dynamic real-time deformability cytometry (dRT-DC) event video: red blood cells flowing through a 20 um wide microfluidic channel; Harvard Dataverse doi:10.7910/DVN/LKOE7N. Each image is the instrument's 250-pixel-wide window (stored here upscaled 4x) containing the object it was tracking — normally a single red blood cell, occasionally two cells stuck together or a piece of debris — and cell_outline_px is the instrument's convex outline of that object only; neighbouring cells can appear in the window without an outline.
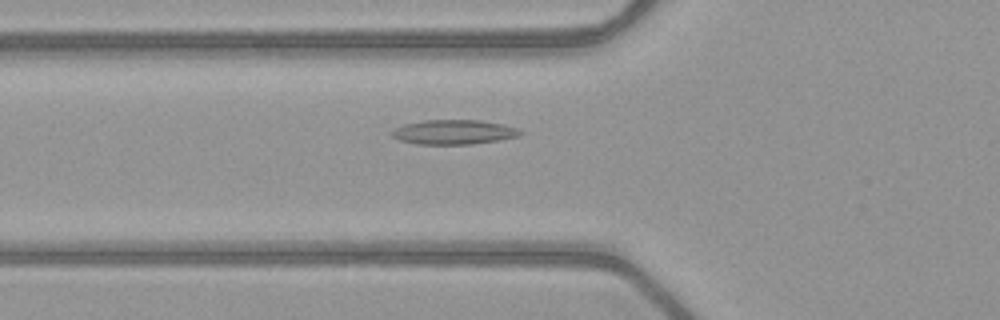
{"species": "common noctule bat (a hibernating species)", "species_latin": "Nyctalus noctula", "temperature_condition": "warm", "stored_images_in_passage": 47, "camera_frame_rate_fps": 3000, "um_per_image_px": 0.085, "animal": {"sex": "female", "body_mass_g": 21.9}, "frame": {"image": 1, "passage_image": 14, "time_ms": 4.333, "image_size_px": [1000, 320], "cell_outline_px": [[524, 132], [520, 136], [500, 140], [472, 144], [416, 144], [400, 140], [392, 136], [392, 132], [396, 128], [404, 124], [424, 120], [480, 120], [504, 124], [520, 128]], "centroid_in_image_um": [38.65, 11.22], "position_along_channel_um": 87.2, "area_um2": 18.5}}
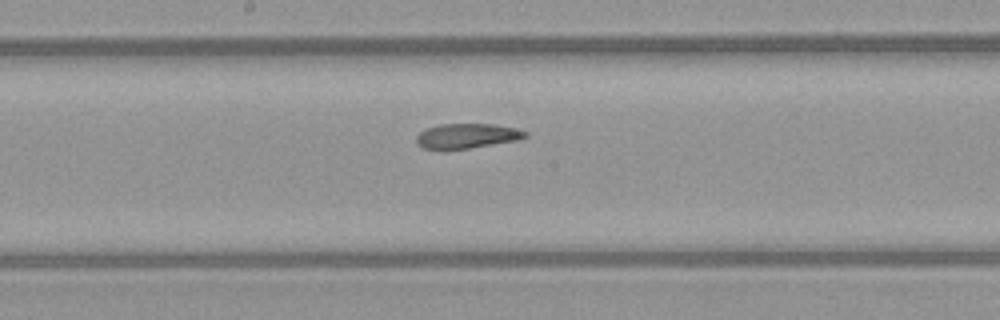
{"frame": {"image": 2, "passage_image": 23, "time_ms": 7.333, "image_size_px": [1000, 320], "cell_outline_px": [[528, 136], [520, 140], [468, 148], [440, 152], [420, 148], [416, 144], [416, 136], [420, 132], [428, 128], [440, 124], [492, 124], [516, 128], [528, 132]], "centroid_in_image_um": [39.64, 11.59], "position_along_channel_um": 208.6, "area_um2": 16.3}}
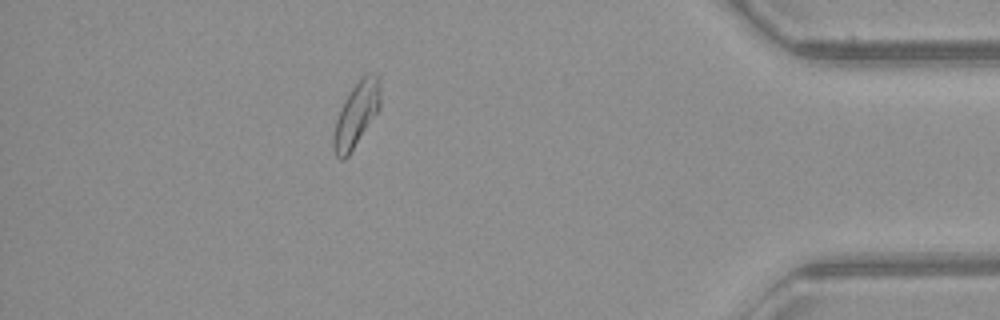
{"frame": {"image": 3, "passage_image": 41, "time_ms": 13.333, "image_size_px": [1000, 320], "cell_outline_px": [[380, 108], [348, 156], [344, 160], [340, 160], [336, 156], [332, 148], [332, 136], [336, 120], [340, 108], [344, 100], [360, 76], [368, 72], [372, 72], [380, 76]], "centroid_in_image_um": [30.28, 9.7], "position_along_channel_um": 404.9, "area_um2": 17.86}}